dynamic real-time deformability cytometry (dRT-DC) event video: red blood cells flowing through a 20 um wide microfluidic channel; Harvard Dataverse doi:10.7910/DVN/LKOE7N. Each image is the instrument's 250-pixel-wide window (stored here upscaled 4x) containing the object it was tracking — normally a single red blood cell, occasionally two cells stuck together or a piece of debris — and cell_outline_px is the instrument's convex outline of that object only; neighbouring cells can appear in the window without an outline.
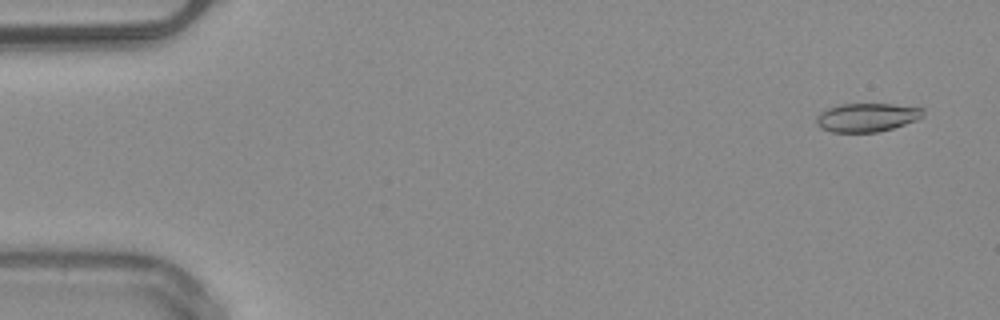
{"species": "common noctule bat (a hibernating species)", "species_latin": "Nyctalus noctula", "temperature_condition": "warm", "stored_images_in_passage": 49, "camera_frame_rate_fps": 3000, "um_per_image_px": 0.085, "animal": {"sex": "male", "body_mass_g": 20.4}, "frame": {"image": 1, "passage_image": 1, "time_ms": 0.0, "image_size_px": [1000, 320], "cell_outline_px": [[924, 116], [916, 120], [892, 128], [876, 132], [832, 132], [820, 128], [816, 124], [816, 116], [820, 112], [828, 108], [840, 104], [892, 104], [924, 108]], "centroid_in_image_um": [73.67, 9.97], "position_along_channel_um": 11.3, "area_um2": 17.8}}
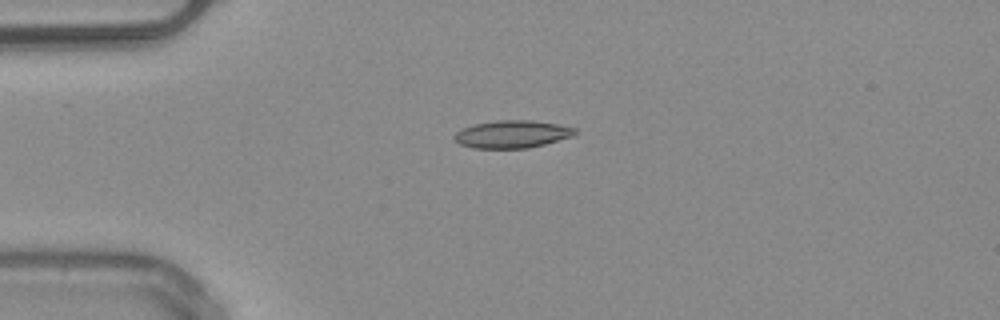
{"frame": {"image": 2, "passage_image": 11, "time_ms": 3.333, "image_size_px": [1000, 320], "cell_outline_px": [[576, 132], [572, 136], [544, 144], [528, 148], [472, 148], [460, 144], [452, 136], [460, 128], [476, 124], [496, 120], [532, 120], [556, 124], [576, 128]], "centroid_in_image_um": [43.49, 11.4], "position_along_channel_um": 41.5, "area_um2": 19.31}}
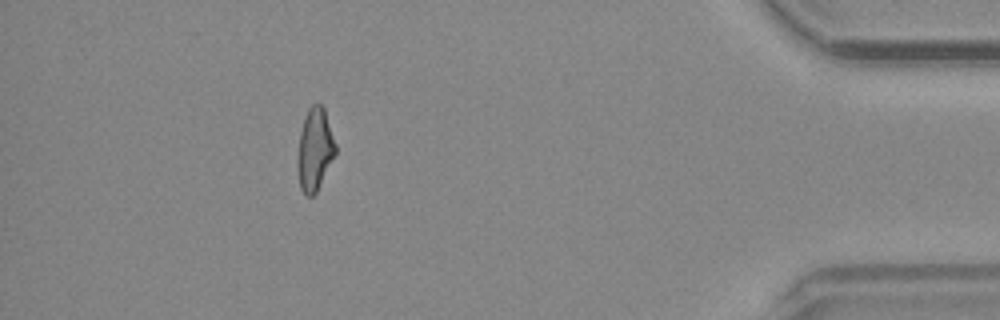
{"frame": {"image": 3, "passage_image": 44, "time_ms": 14.333, "image_size_px": [1000, 320], "cell_outline_px": [[336, 152], [316, 192], [312, 196], [304, 196], [300, 188], [296, 168], [296, 156], [300, 132], [304, 116], [308, 108], [312, 104], [320, 104], [324, 108], [336, 144]], "centroid_in_image_um": [26.72, 12.71], "position_along_channel_um": 408.5, "area_um2": 18.44}, "authors_computed_cell_mechanics": {"area_um2": 18.5538, "velocity_mm_per_s": 4.0438, "shape_relaxation_time_tau1_ms": 7.0142, "shape_relaxation_time_tau2_ms": 2.3088, "deformation_change_tau1": 0.1956, "deformation_change_tau2": 0.1002}}